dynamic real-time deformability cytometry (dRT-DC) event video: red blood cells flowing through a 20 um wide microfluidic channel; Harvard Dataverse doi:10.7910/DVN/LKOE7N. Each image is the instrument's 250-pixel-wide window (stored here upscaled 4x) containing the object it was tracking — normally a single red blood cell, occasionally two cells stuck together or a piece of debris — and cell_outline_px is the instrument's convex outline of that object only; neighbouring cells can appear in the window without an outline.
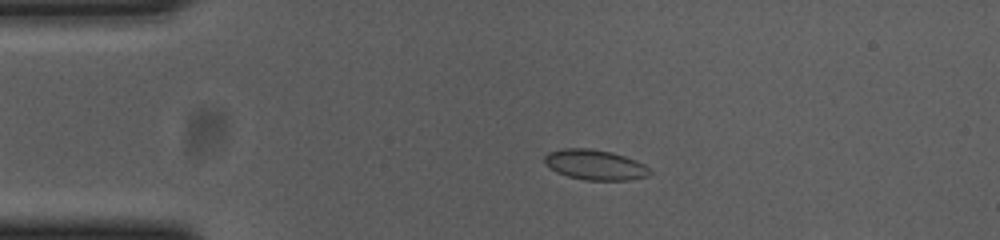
{"species": "common noctule bat (a hibernating species)", "species_latin": "Nyctalus noctula", "temperature_condition": "cold", "stored_images_in_passage": 51, "camera_frame_rate_fps": 3000, "um_per_image_px": 0.085, "animal": {"sex": "female", "body_mass_g": 23.0, "forearm_length_mm": 53.4}, "frame": {"image": 1, "passage_image": 11, "time_ms": 3.333, "image_size_px": [1000, 240], "cell_outline_px": [[652, 172], [648, 176], [628, 180], [584, 180], [568, 176], [556, 172], [544, 164], [544, 156], [548, 152], [564, 148], [588, 148], [612, 152], [636, 160], [644, 164]], "centroid_in_image_um": [50.56, 14.0], "position_along_channel_um": 34.4, "area_um2": 18.61}}
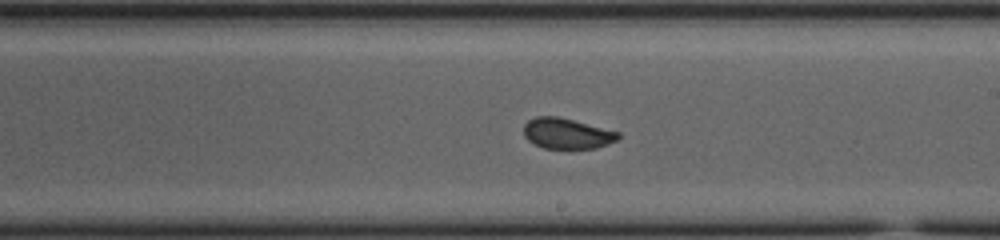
{"frame": {"image": 2, "passage_image": 31, "time_ms": 10.0, "image_size_px": [1000, 240], "cell_outline_px": [[620, 136], [616, 140], [608, 144], [596, 148], [544, 148], [528, 140], [524, 136], [524, 124], [528, 120], [536, 116], [556, 116], [620, 132]], "centroid_in_image_um": [48.17, 11.34], "position_along_channel_um": 240.8, "area_um2": 16.65}}
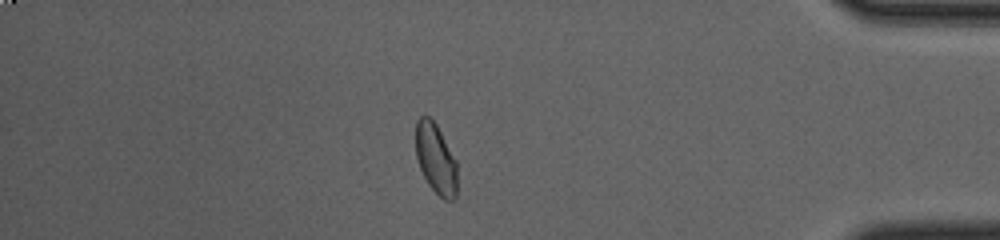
{"frame": {"image": 3, "passage_image": 47, "time_ms": 15.333, "image_size_px": [1000, 240], "cell_outline_px": [[456, 196], [452, 200], [444, 200], [428, 184], [420, 168], [416, 156], [416, 120], [420, 116], [428, 116], [436, 124], [456, 160]], "centroid_in_image_um": [37.03, 13.48], "position_along_channel_um": 398.2, "area_um2": 16.76}}